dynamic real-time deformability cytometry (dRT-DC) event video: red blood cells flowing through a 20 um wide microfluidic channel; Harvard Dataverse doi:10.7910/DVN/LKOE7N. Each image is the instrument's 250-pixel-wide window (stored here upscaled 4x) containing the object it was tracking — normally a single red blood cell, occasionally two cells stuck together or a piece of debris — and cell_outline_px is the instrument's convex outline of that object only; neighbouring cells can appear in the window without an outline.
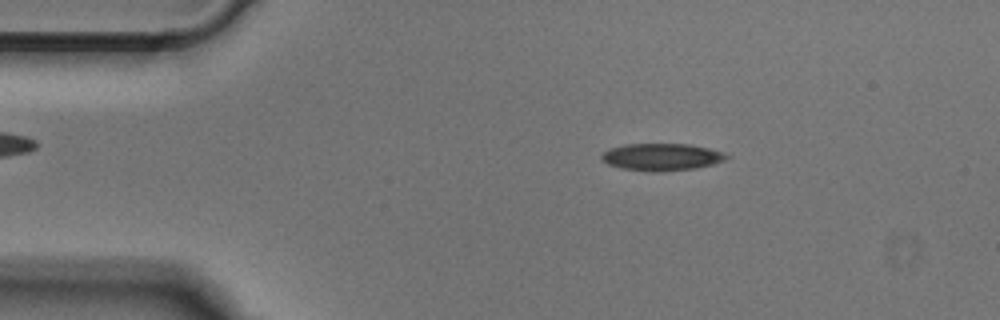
{"species": "Egyptian fruit bat (a non-hibernating species)", "species_latin": "Rousettus aegyptiacus", "temperature_condition": "cold", "stored_images_in_passage": 48, "camera_frame_rate_fps": 3000, "um_per_image_px": 0.085, "animal": {"sex": "male"}, "frame": {"image": 1, "passage_image": 7, "time_ms": 2.0, "image_size_px": [1000, 320], "cell_outline_px": [[728, 156], [724, 160], [712, 164], [696, 168], [660, 172], [648, 172], [620, 168], [608, 164], [600, 160], [600, 156], [608, 148], [624, 144], [688, 144], [708, 148], [724, 152]], "centroid_in_image_um": [56.18, 13.35], "position_along_channel_um": 28.8, "area_um2": 19.94}}
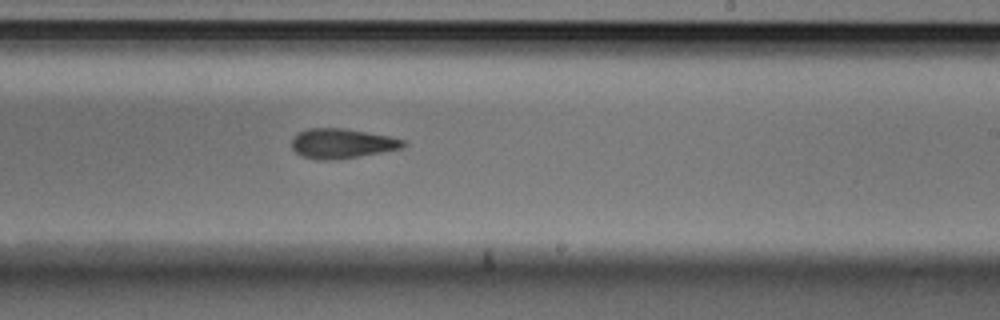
{"frame": {"image": 2, "passage_image": 28, "time_ms": 9.0, "image_size_px": [1000, 320], "cell_outline_px": [[408, 144], [404, 148], [356, 156], [328, 160], [320, 160], [304, 156], [296, 152], [292, 148], [292, 136], [308, 128], [344, 128], [388, 136], [404, 140]], "centroid_in_image_um": [29.06, 12.18], "position_along_channel_um": 259.9, "area_um2": 19.07}}
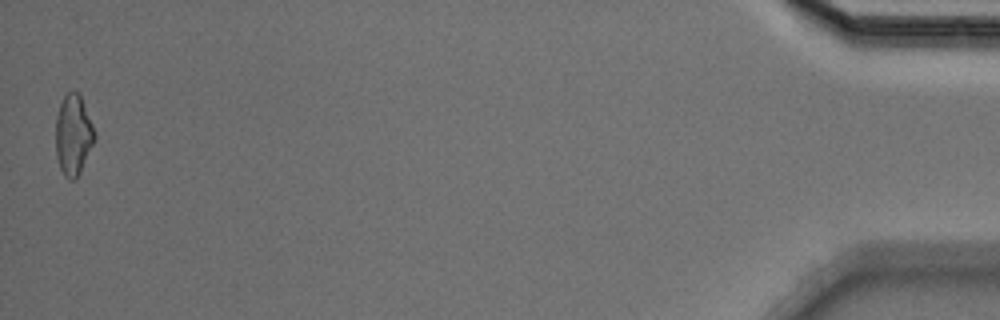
{"frame": {"image": 3, "passage_image": 48, "time_ms": 15.667, "image_size_px": [1000, 320], "cell_outline_px": [[96, 136], [80, 172], [76, 180], [68, 180], [64, 176], [60, 168], [56, 156], [56, 116], [60, 104], [64, 96], [68, 92], [80, 92], [96, 132]], "centroid_in_image_um": [6.23, 11.46], "position_along_channel_um": 429.0, "area_um2": 18.38}}